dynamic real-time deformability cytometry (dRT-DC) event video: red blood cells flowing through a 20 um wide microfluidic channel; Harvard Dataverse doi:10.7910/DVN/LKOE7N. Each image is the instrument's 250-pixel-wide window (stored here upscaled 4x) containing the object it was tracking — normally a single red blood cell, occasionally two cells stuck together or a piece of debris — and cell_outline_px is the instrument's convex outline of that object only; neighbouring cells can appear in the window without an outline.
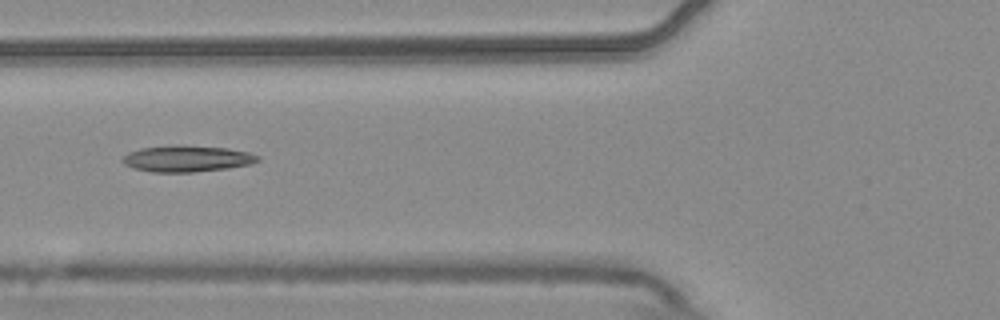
{"species": "common noctule bat (a hibernating species)", "species_latin": "Nyctalus noctula", "temperature_condition": "warm", "stored_images_in_passage": 7, "camera_frame_rate_fps": 3000, "um_per_image_px": 0.085, "animal": {"sex": "male", "body_mass_g": 20.4}, "frame": {"image": 1, "passage_image": 5, "time_ms": 1.333, "image_size_px": [1000, 320], "cell_outline_px": [[260, 160], [252, 164], [228, 168], [192, 172], [152, 172], [136, 168], [124, 164], [120, 160], [128, 152], [140, 148], [172, 144], [176, 144], [228, 148], [248, 152], [260, 156]], "centroid_in_image_um": [15.9, 13.47], "position_along_channel_um": 109.9, "area_um2": 20.98}}
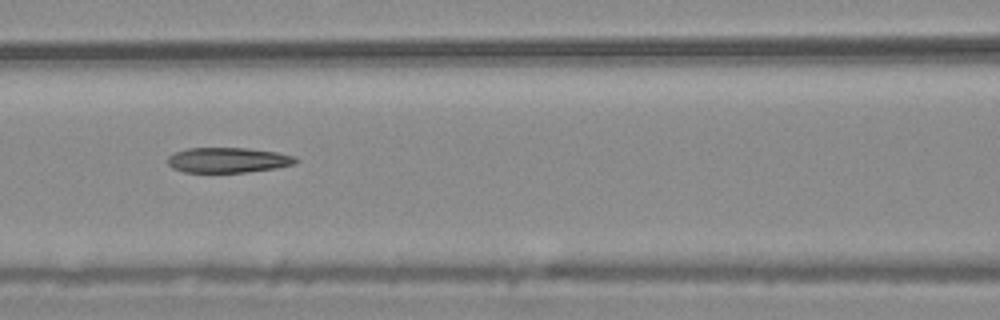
{"frame": {"image": 2, "passage_image": 6, "time_ms": 1.667, "image_size_px": [1000, 320], "cell_outline_px": [[300, 160], [296, 164], [276, 168], [244, 172], [184, 172], [172, 168], [168, 164], [168, 156], [176, 152], [188, 148], [248, 148], [276, 152], [296, 156]], "centroid_in_image_um": [19.42, 13.6], "position_along_channel_um": 147.2, "area_um2": 18.84}}
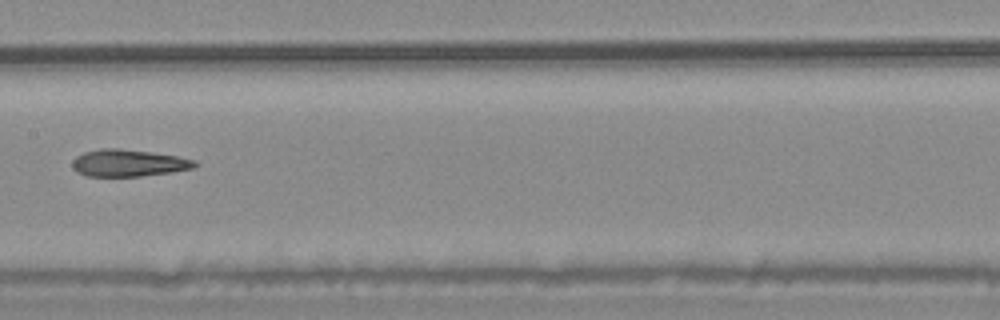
{"frame": {"image": 3, "passage_image": 7, "time_ms": 2.0, "image_size_px": [1000, 320], "cell_outline_px": [[196, 164], [192, 168], [172, 172], [140, 176], [84, 176], [76, 172], [72, 168], [72, 160], [76, 156], [84, 152], [100, 148], [116, 148], [148, 152], [176, 156], [196, 160]], "centroid_in_image_um": [10.85, 13.86], "position_along_channel_um": 196.6, "area_um2": 19.19}}